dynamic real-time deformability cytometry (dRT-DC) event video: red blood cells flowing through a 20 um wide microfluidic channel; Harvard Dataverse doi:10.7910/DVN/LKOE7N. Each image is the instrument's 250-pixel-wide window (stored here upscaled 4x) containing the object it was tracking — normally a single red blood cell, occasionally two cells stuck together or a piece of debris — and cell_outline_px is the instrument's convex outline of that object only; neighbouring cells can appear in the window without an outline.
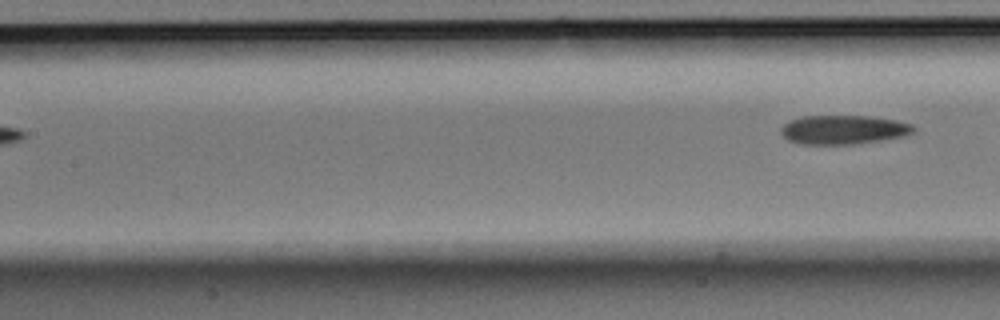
{"species": "Egyptian fruit bat (a non-hibernating species)", "species_latin": "Rousettus aegyptiacus", "temperature_condition": "room temperature", "stored_images_in_passage": 6, "segment_of_instrument_passage": [2, 2], "camera_frame_rate_fps": 3000, "um_per_image_px": 0.085, "animal": {"sex": "male"}, "frame": {"image": 1, "passage_image": 6, "time_ms": 1.667, "image_size_px": [1000, 320], "cell_outline_px": [[916, 128], [912, 132], [904, 136], [856, 144], [800, 144], [788, 140], [780, 132], [780, 128], [788, 120], [804, 116], [868, 116], [896, 120], [912, 124]], "centroid_in_image_um": [71.67, 11.02], "position_along_channel_um": 135.7, "area_um2": 22.43}}